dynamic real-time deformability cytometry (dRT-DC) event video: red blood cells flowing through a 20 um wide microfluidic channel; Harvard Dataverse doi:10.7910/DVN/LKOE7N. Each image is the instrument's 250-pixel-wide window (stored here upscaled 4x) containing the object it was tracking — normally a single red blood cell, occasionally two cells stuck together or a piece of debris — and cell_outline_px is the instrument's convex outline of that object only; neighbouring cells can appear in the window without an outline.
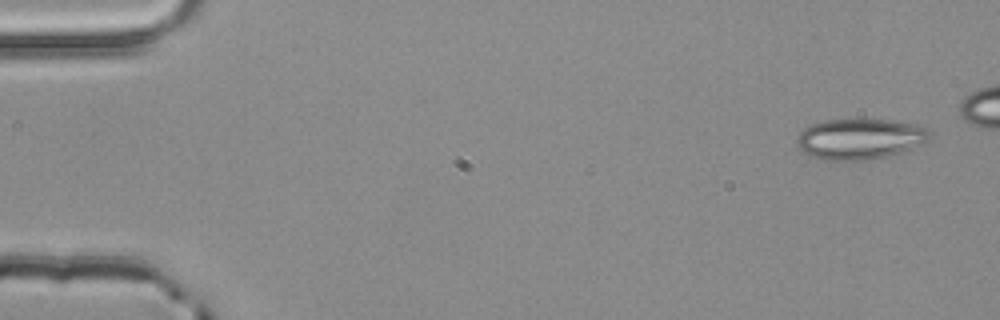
{"species": "common noctule bat (a hibernating species)", "species_latin": "Nyctalus noctula", "temperature_condition": "room temperature", "stored_images_in_passage": 4, "segment_of_instrument_passage": [2, 2], "camera_frame_rate_fps": 3000, "um_per_image_px": 0.085, "animal": {"sex": "male", "body_mass_g": 20.4}, "frame": {"image": 1, "passage_image": 4, "time_ms": 1.0, "image_size_px": [1000, 320], "cell_outline_px": [[932, 136], [928, 140], [904, 152], [888, 156], [864, 160], [824, 160], [812, 156], [796, 148], [796, 140], [800, 132], [804, 128], [812, 124], [824, 120], [888, 120], [920, 124], [928, 128], [932, 132]], "centroid_in_image_um": [73.12, 11.81], "position_along_channel_um": 11.9, "area_um2": 31.73}}